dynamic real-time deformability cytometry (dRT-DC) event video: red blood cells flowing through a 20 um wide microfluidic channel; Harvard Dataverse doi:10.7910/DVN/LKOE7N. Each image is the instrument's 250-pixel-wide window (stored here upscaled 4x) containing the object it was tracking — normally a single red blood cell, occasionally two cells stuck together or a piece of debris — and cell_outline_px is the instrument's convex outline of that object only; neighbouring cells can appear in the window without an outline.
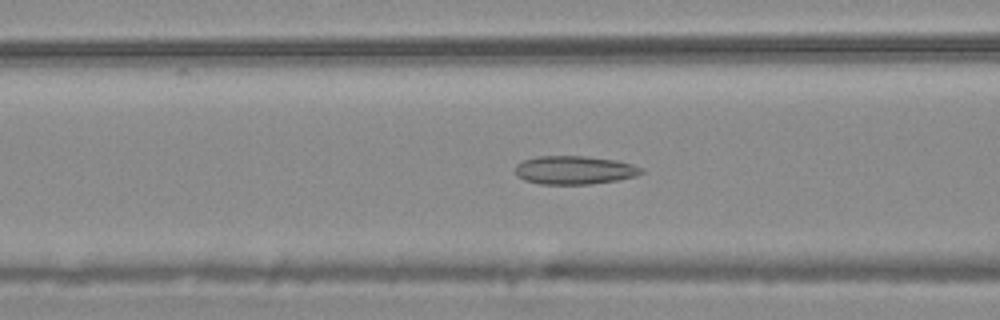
{"species": "common noctule bat (a hibernating species)", "species_latin": "Nyctalus noctula", "temperature_condition": "warm", "stored_images_in_passage": 54, "camera_frame_rate_fps": 3000, "um_per_image_px": 0.085, "animal": {"sex": "male", "body_mass_g": 20.4}, "frame": {"image": 1, "passage_image": 21, "time_ms": 6.667, "image_size_px": [1000, 320], "cell_outline_px": [[644, 172], [636, 176], [616, 180], [588, 184], [540, 184], [524, 180], [516, 172], [516, 164], [524, 160], [536, 156], [584, 156], [616, 160], [632, 164], [644, 168]], "centroid_in_image_um": [48.85, 14.45], "position_along_channel_um": 117.8, "area_um2": 20.81}}
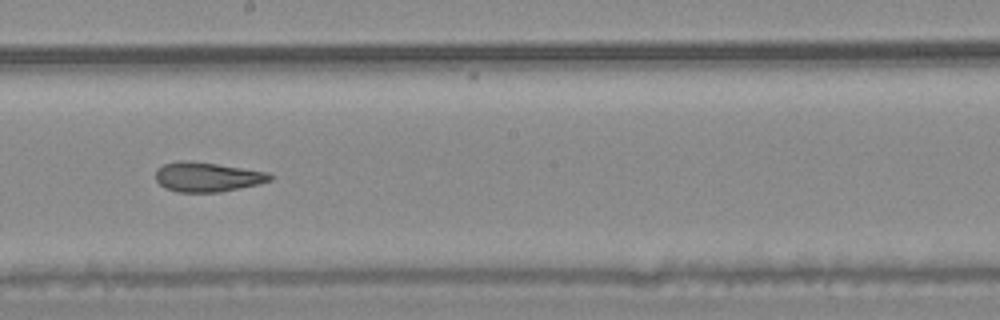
{"frame": {"image": 2, "passage_image": 30, "time_ms": 9.667, "image_size_px": [1000, 320], "cell_outline_px": [[276, 176], [272, 180], [260, 184], [220, 192], [176, 192], [164, 188], [156, 180], [156, 168], [164, 164], [180, 160], [188, 160], [216, 164], [268, 172]], "centroid_in_image_um": [17.63, 15.04], "position_along_channel_um": 230.6, "area_um2": 19.88}}
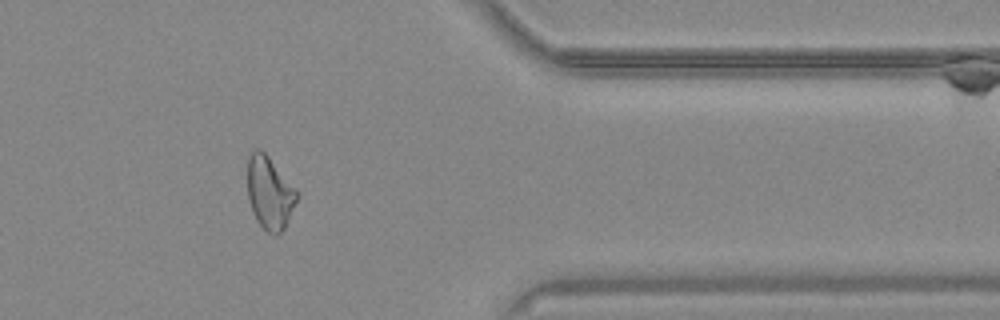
{"frame": {"image": 3, "passage_image": 44, "time_ms": 14.333, "image_size_px": [1000, 320], "cell_outline_px": [[300, 196], [284, 228], [276, 236], [268, 232], [256, 220], [252, 212], [248, 196], [248, 156], [256, 148], [260, 148], [268, 156], [300, 192]], "centroid_in_image_um": [22.94, 16.39], "position_along_channel_um": 388.5, "area_um2": 21.1}, "authors_computed_cell_mechanics": {"area_um2": 21.7906, "velocity_mm_per_s": 3.7559, "shape_relaxation_time_tau1_ms": null, "shape_relaxation_time_tau2_ms": 2.3093, "deformation_change_tau1": null, "deformation_change_tau2": 0.0896}}